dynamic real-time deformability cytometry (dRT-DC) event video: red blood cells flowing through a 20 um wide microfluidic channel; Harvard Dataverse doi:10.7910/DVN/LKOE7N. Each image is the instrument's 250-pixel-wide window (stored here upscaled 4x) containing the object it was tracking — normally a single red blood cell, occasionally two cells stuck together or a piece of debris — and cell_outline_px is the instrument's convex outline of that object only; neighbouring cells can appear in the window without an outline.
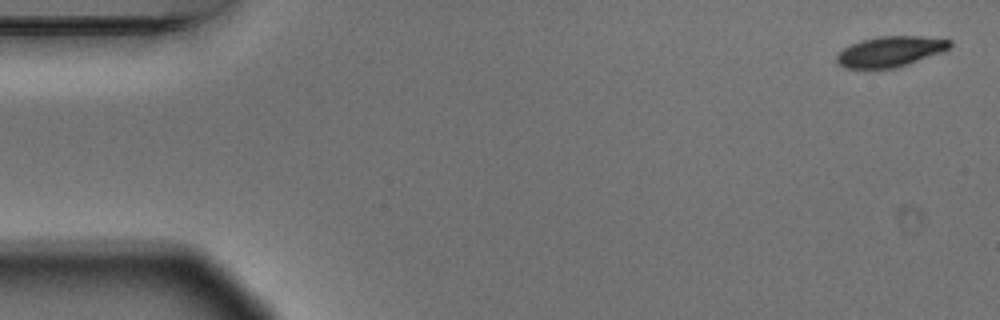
{"species": "Egyptian fruit bat (a non-hibernating species)", "species_latin": "Rousettus aegyptiacus", "temperature_condition": "warm", "stored_images_in_passage": 5, "camera_frame_rate_fps": 3000, "um_per_image_px": 0.085, "animal": {"sex": "male"}, "frame": {"image": 1, "passage_image": 1, "time_ms": 0.0, "image_size_px": [1000, 320], "cell_outline_px": [[952, 44], [948, 48], [940, 52], [908, 64], [896, 68], [844, 68], [836, 60], [836, 56], [844, 48], [860, 40], [880, 36], [920, 36], [952, 40]], "centroid_in_image_um": [75.66, 4.37], "position_along_channel_um": 9.3, "area_um2": 19.83}}
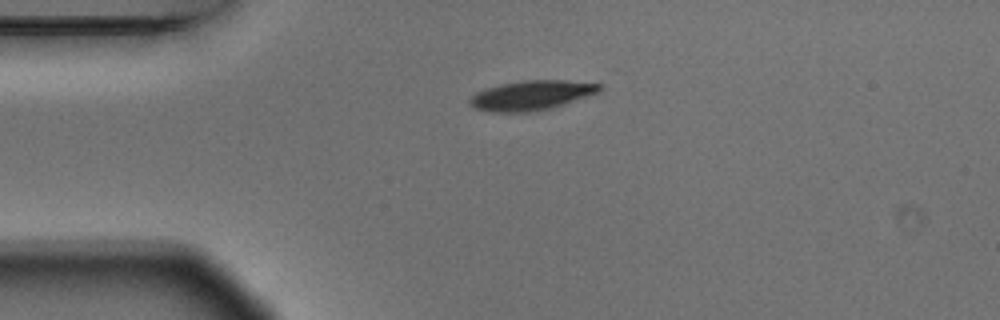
{"frame": {"image": 2, "passage_image": 4, "time_ms": 1.0, "image_size_px": [1000, 320], "cell_outline_px": [[604, 88], [600, 92], [548, 108], [528, 112], [492, 112], [472, 108], [468, 104], [468, 100], [476, 92], [484, 88], [500, 84], [520, 80], [568, 80], [604, 84]], "centroid_in_image_um": [45.14, 8.08], "position_along_channel_um": 39.9, "area_um2": 22.54}}